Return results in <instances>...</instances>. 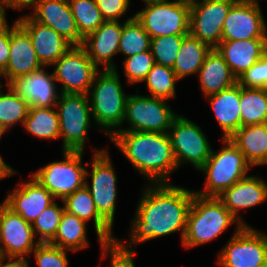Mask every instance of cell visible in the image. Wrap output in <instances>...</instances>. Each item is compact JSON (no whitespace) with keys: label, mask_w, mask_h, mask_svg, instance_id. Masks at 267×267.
Here are the masks:
<instances>
[{"label":"cell","mask_w":267,"mask_h":267,"mask_svg":"<svg viewBox=\"0 0 267 267\" xmlns=\"http://www.w3.org/2000/svg\"><path fill=\"white\" fill-rule=\"evenodd\" d=\"M194 190L171 183L147 185L131 223L129 244L116 240V245L124 252L135 253L132 248L162 236L181 232V242L186 229ZM135 244V245H134ZM133 247H132V246Z\"/></svg>","instance_id":"cell-1"},{"label":"cell","mask_w":267,"mask_h":267,"mask_svg":"<svg viewBox=\"0 0 267 267\" xmlns=\"http://www.w3.org/2000/svg\"><path fill=\"white\" fill-rule=\"evenodd\" d=\"M111 140L151 184L169 183L178 169L168 133L117 131Z\"/></svg>","instance_id":"cell-2"},{"label":"cell","mask_w":267,"mask_h":267,"mask_svg":"<svg viewBox=\"0 0 267 267\" xmlns=\"http://www.w3.org/2000/svg\"><path fill=\"white\" fill-rule=\"evenodd\" d=\"M119 77L117 70L99 71L88 93L92 119L110 138L122 127L128 98Z\"/></svg>","instance_id":"cell-3"},{"label":"cell","mask_w":267,"mask_h":267,"mask_svg":"<svg viewBox=\"0 0 267 267\" xmlns=\"http://www.w3.org/2000/svg\"><path fill=\"white\" fill-rule=\"evenodd\" d=\"M243 225L217 197L193 196L182 245L193 248L221 235L231 224Z\"/></svg>","instance_id":"cell-4"},{"label":"cell","mask_w":267,"mask_h":267,"mask_svg":"<svg viewBox=\"0 0 267 267\" xmlns=\"http://www.w3.org/2000/svg\"><path fill=\"white\" fill-rule=\"evenodd\" d=\"M224 144L221 150H211L210 157L198 170L206 175L204 189L194 191L203 197H217L224 190L233 186L240 179L245 178L252 167L245 159L243 153L229 139L222 138Z\"/></svg>","instance_id":"cell-5"},{"label":"cell","mask_w":267,"mask_h":267,"mask_svg":"<svg viewBox=\"0 0 267 267\" xmlns=\"http://www.w3.org/2000/svg\"><path fill=\"white\" fill-rule=\"evenodd\" d=\"M143 10L134 17L151 38L189 35L190 5L176 0H142Z\"/></svg>","instance_id":"cell-6"},{"label":"cell","mask_w":267,"mask_h":267,"mask_svg":"<svg viewBox=\"0 0 267 267\" xmlns=\"http://www.w3.org/2000/svg\"><path fill=\"white\" fill-rule=\"evenodd\" d=\"M55 108L60 123V138H63L62 151L84 152L92 118L88 94L61 93Z\"/></svg>","instance_id":"cell-7"},{"label":"cell","mask_w":267,"mask_h":267,"mask_svg":"<svg viewBox=\"0 0 267 267\" xmlns=\"http://www.w3.org/2000/svg\"><path fill=\"white\" fill-rule=\"evenodd\" d=\"M128 95L123 122H128L129 128L117 131H138L149 133H168L174 119L178 116L171 110L167 100L143 96Z\"/></svg>","instance_id":"cell-8"},{"label":"cell","mask_w":267,"mask_h":267,"mask_svg":"<svg viewBox=\"0 0 267 267\" xmlns=\"http://www.w3.org/2000/svg\"><path fill=\"white\" fill-rule=\"evenodd\" d=\"M83 151H63V160L51 162L31 175L55 198L63 200L85 185Z\"/></svg>","instance_id":"cell-9"},{"label":"cell","mask_w":267,"mask_h":267,"mask_svg":"<svg viewBox=\"0 0 267 267\" xmlns=\"http://www.w3.org/2000/svg\"><path fill=\"white\" fill-rule=\"evenodd\" d=\"M92 171L86 169L85 186L89 189L98 214L113 228L117 198V176L108 149L94 148ZM91 176V184L87 181Z\"/></svg>","instance_id":"cell-10"},{"label":"cell","mask_w":267,"mask_h":267,"mask_svg":"<svg viewBox=\"0 0 267 267\" xmlns=\"http://www.w3.org/2000/svg\"><path fill=\"white\" fill-rule=\"evenodd\" d=\"M219 252L216 263L223 267H257L267 260V234L250 225H237Z\"/></svg>","instance_id":"cell-11"},{"label":"cell","mask_w":267,"mask_h":267,"mask_svg":"<svg viewBox=\"0 0 267 267\" xmlns=\"http://www.w3.org/2000/svg\"><path fill=\"white\" fill-rule=\"evenodd\" d=\"M168 135L178 168L187 162L199 170L210 157L212 148L205 133L188 118L179 114Z\"/></svg>","instance_id":"cell-12"},{"label":"cell","mask_w":267,"mask_h":267,"mask_svg":"<svg viewBox=\"0 0 267 267\" xmlns=\"http://www.w3.org/2000/svg\"><path fill=\"white\" fill-rule=\"evenodd\" d=\"M53 65L54 78L62 84L60 93L64 94H88L100 71L82 45H72Z\"/></svg>","instance_id":"cell-13"},{"label":"cell","mask_w":267,"mask_h":267,"mask_svg":"<svg viewBox=\"0 0 267 267\" xmlns=\"http://www.w3.org/2000/svg\"><path fill=\"white\" fill-rule=\"evenodd\" d=\"M234 4L232 0H199L191 4L189 34L216 48L221 42L224 20Z\"/></svg>","instance_id":"cell-14"},{"label":"cell","mask_w":267,"mask_h":267,"mask_svg":"<svg viewBox=\"0 0 267 267\" xmlns=\"http://www.w3.org/2000/svg\"><path fill=\"white\" fill-rule=\"evenodd\" d=\"M39 244L31 223L4 204L0 210V249L4 258L26 259Z\"/></svg>","instance_id":"cell-15"},{"label":"cell","mask_w":267,"mask_h":267,"mask_svg":"<svg viewBox=\"0 0 267 267\" xmlns=\"http://www.w3.org/2000/svg\"><path fill=\"white\" fill-rule=\"evenodd\" d=\"M267 38V25L255 3H235L223 24L221 41Z\"/></svg>","instance_id":"cell-16"},{"label":"cell","mask_w":267,"mask_h":267,"mask_svg":"<svg viewBox=\"0 0 267 267\" xmlns=\"http://www.w3.org/2000/svg\"><path fill=\"white\" fill-rule=\"evenodd\" d=\"M44 68L46 66L17 77L7 85L27 102L29 108L55 107L59 100L61 93L56 90L54 74H49Z\"/></svg>","instance_id":"cell-17"},{"label":"cell","mask_w":267,"mask_h":267,"mask_svg":"<svg viewBox=\"0 0 267 267\" xmlns=\"http://www.w3.org/2000/svg\"><path fill=\"white\" fill-rule=\"evenodd\" d=\"M29 182H19L18 188L9 190L4 203L14 213L32 223L56 198L31 174Z\"/></svg>","instance_id":"cell-18"},{"label":"cell","mask_w":267,"mask_h":267,"mask_svg":"<svg viewBox=\"0 0 267 267\" xmlns=\"http://www.w3.org/2000/svg\"><path fill=\"white\" fill-rule=\"evenodd\" d=\"M17 22L30 36L39 62L43 66H53L72 46L52 28L35 21L30 15L19 17Z\"/></svg>","instance_id":"cell-19"},{"label":"cell","mask_w":267,"mask_h":267,"mask_svg":"<svg viewBox=\"0 0 267 267\" xmlns=\"http://www.w3.org/2000/svg\"><path fill=\"white\" fill-rule=\"evenodd\" d=\"M35 21L52 28L72 45H82L68 0H39L29 14Z\"/></svg>","instance_id":"cell-20"},{"label":"cell","mask_w":267,"mask_h":267,"mask_svg":"<svg viewBox=\"0 0 267 267\" xmlns=\"http://www.w3.org/2000/svg\"><path fill=\"white\" fill-rule=\"evenodd\" d=\"M43 65L39 62L32 41L27 31L14 21L10 26V53L7 67L3 70L6 85L22 75L38 70Z\"/></svg>","instance_id":"cell-21"},{"label":"cell","mask_w":267,"mask_h":267,"mask_svg":"<svg viewBox=\"0 0 267 267\" xmlns=\"http://www.w3.org/2000/svg\"><path fill=\"white\" fill-rule=\"evenodd\" d=\"M217 198L241 224L247 226L238 213L266 202L267 183L258 176L247 175L224 190Z\"/></svg>","instance_id":"cell-22"},{"label":"cell","mask_w":267,"mask_h":267,"mask_svg":"<svg viewBox=\"0 0 267 267\" xmlns=\"http://www.w3.org/2000/svg\"><path fill=\"white\" fill-rule=\"evenodd\" d=\"M122 24L119 21H105L97 30L83 40L82 46L89 58L103 70H116L112 57L119 53Z\"/></svg>","instance_id":"cell-23"},{"label":"cell","mask_w":267,"mask_h":267,"mask_svg":"<svg viewBox=\"0 0 267 267\" xmlns=\"http://www.w3.org/2000/svg\"><path fill=\"white\" fill-rule=\"evenodd\" d=\"M215 49L238 79L266 53L267 38L221 41Z\"/></svg>","instance_id":"cell-24"},{"label":"cell","mask_w":267,"mask_h":267,"mask_svg":"<svg viewBox=\"0 0 267 267\" xmlns=\"http://www.w3.org/2000/svg\"><path fill=\"white\" fill-rule=\"evenodd\" d=\"M61 201L67 212L75 214L86 223L91 219L93 220L102 249L109 244L116 243L118 238L113 236L112 227L98 214L91 193L85 185Z\"/></svg>","instance_id":"cell-25"},{"label":"cell","mask_w":267,"mask_h":267,"mask_svg":"<svg viewBox=\"0 0 267 267\" xmlns=\"http://www.w3.org/2000/svg\"><path fill=\"white\" fill-rule=\"evenodd\" d=\"M241 85H234L218 94L206 97L214 112L215 118L222 129V138H230L241 128Z\"/></svg>","instance_id":"cell-26"},{"label":"cell","mask_w":267,"mask_h":267,"mask_svg":"<svg viewBox=\"0 0 267 267\" xmlns=\"http://www.w3.org/2000/svg\"><path fill=\"white\" fill-rule=\"evenodd\" d=\"M198 77L205 98L237 83V78L215 48L207 55L199 69Z\"/></svg>","instance_id":"cell-27"},{"label":"cell","mask_w":267,"mask_h":267,"mask_svg":"<svg viewBox=\"0 0 267 267\" xmlns=\"http://www.w3.org/2000/svg\"><path fill=\"white\" fill-rule=\"evenodd\" d=\"M229 139L252 167L267 165V123L242 126Z\"/></svg>","instance_id":"cell-28"},{"label":"cell","mask_w":267,"mask_h":267,"mask_svg":"<svg viewBox=\"0 0 267 267\" xmlns=\"http://www.w3.org/2000/svg\"><path fill=\"white\" fill-rule=\"evenodd\" d=\"M213 48L190 34L182 40L174 62L173 70L177 77L183 78L196 74Z\"/></svg>","instance_id":"cell-29"},{"label":"cell","mask_w":267,"mask_h":267,"mask_svg":"<svg viewBox=\"0 0 267 267\" xmlns=\"http://www.w3.org/2000/svg\"><path fill=\"white\" fill-rule=\"evenodd\" d=\"M86 225L88 224L85 221L65 210L62 214L56 236L50 244L71 252L88 247Z\"/></svg>","instance_id":"cell-30"},{"label":"cell","mask_w":267,"mask_h":267,"mask_svg":"<svg viewBox=\"0 0 267 267\" xmlns=\"http://www.w3.org/2000/svg\"><path fill=\"white\" fill-rule=\"evenodd\" d=\"M23 127L32 136L42 139L54 140L60 138V123L55 107L29 108Z\"/></svg>","instance_id":"cell-31"},{"label":"cell","mask_w":267,"mask_h":267,"mask_svg":"<svg viewBox=\"0 0 267 267\" xmlns=\"http://www.w3.org/2000/svg\"><path fill=\"white\" fill-rule=\"evenodd\" d=\"M241 127L267 123V89L241 86Z\"/></svg>","instance_id":"cell-32"},{"label":"cell","mask_w":267,"mask_h":267,"mask_svg":"<svg viewBox=\"0 0 267 267\" xmlns=\"http://www.w3.org/2000/svg\"><path fill=\"white\" fill-rule=\"evenodd\" d=\"M151 37L143 26L132 16L122 24L119 52L130 57L135 54L150 50Z\"/></svg>","instance_id":"cell-33"},{"label":"cell","mask_w":267,"mask_h":267,"mask_svg":"<svg viewBox=\"0 0 267 267\" xmlns=\"http://www.w3.org/2000/svg\"><path fill=\"white\" fill-rule=\"evenodd\" d=\"M80 36L84 39L104 22L95 0H68Z\"/></svg>","instance_id":"cell-34"},{"label":"cell","mask_w":267,"mask_h":267,"mask_svg":"<svg viewBox=\"0 0 267 267\" xmlns=\"http://www.w3.org/2000/svg\"><path fill=\"white\" fill-rule=\"evenodd\" d=\"M179 80L171 67L155 64L143 82L151 97L169 100L175 98V85Z\"/></svg>","instance_id":"cell-35"},{"label":"cell","mask_w":267,"mask_h":267,"mask_svg":"<svg viewBox=\"0 0 267 267\" xmlns=\"http://www.w3.org/2000/svg\"><path fill=\"white\" fill-rule=\"evenodd\" d=\"M6 93L0 87V126L10 130L15 124L24 123L28 115L29 105L8 86Z\"/></svg>","instance_id":"cell-36"},{"label":"cell","mask_w":267,"mask_h":267,"mask_svg":"<svg viewBox=\"0 0 267 267\" xmlns=\"http://www.w3.org/2000/svg\"><path fill=\"white\" fill-rule=\"evenodd\" d=\"M64 211V204L63 207H59L54 202L39 214L31 223L35 237L36 234H39L37 241L40 243H50L54 239Z\"/></svg>","instance_id":"cell-37"},{"label":"cell","mask_w":267,"mask_h":267,"mask_svg":"<svg viewBox=\"0 0 267 267\" xmlns=\"http://www.w3.org/2000/svg\"><path fill=\"white\" fill-rule=\"evenodd\" d=\"M187 35H167L151 38L150 51L155 64L173 68L183 38Z\"/></svg>","instance_id":"cell-38"},{"label":"cell","mask_w":267,"mask_h":267,"mask_svg":"<svg viewBox=\"0 0 267 267\" xmlns=\"http://www.w3.org/2000/svg\"><path fill=\"white\" fill-rule=\"evenodd\" d=\"M154 65L155 60L150 50L124 58L123 69L128 84L143 82Z\"/></svg>","instance_id":"cell-39"},{"label":"cell","mask_w":267,"mask_h":267,"mask_svg":"<svg viewBox=\"0 0 267 267\" xmlns=\"http://www.w3.org/2000/svg\"><path fill=\"white\" fill-rule=\"evenodd\" d=\"M31 254H34L38 267H68L67 250L51 245L40 243Z\"/></svg>","instance_id":"cell-40"},{"label":"cell","mask_w":267,"mask_h":267,"mask_svg":"<svg viewBox=\"0 0 267 267\" xmlns=\"http://www.w3.org/2000/svg\"><path fill=\"white\" fill-rule=\"evenodd\" d=\"M245 88L267 89V53L237 79Z\"/></svg>","instance_id":"cell-41"},{"label":"cell","mask_w":267,"mask_h":267,"mask_svg":"<svg viewBox=\"0 0 267 267\" xmlns=\"http://www.w3.org/2000/svg\"><path fill=\"white\" fill-rule=\"evenodd\" d=\"M105 21H119L129 10L130 0H95Z\"/></svg>","instance_id":"cell-42"},{"label":"cell","mask_w":267,"mask_h":267,"mask_svg":"<svg viewBox=\"0 0 267 267\" xmlns=\"http://www.w3.org/2000/svg\"><path fill=\"white\" fill-rule=\"evenodd\" d=\"M101 252L102 258H106L108 254L111 256V267H135L133 255L136 253L124 252L116 244L107 245Z\"/></svg>","instance_id":"cell-43"},{"label":"cell","mask_w":267,"mask_h":267,"mask_svg":"<svg viewBox=\"0 0 267 267\" xmlns=\"http://www.w3.org/2000/svg\"><path fill=\"white\" fill-rule=\"evenodd\" d=\"M10 53V27L7 24L0 30V69L3 71L8 64Z\"/></svg>","instance_id":"cell-44"},{"label":"cell","mask_w":267,"mask_h":267,"mask_svg":"<svg viewBox=\"0 0 267 267\" xmlns=\"http://www.w3.org/2000/svg\"><path fill=\"white\" fill-rule=\"evenodd\" d=\"M38 2L39 0H0V4L4 10L5 7L15 10H22L26 7H32L34 9Z\"/></svg>","instance_id":"cell-45"},{"label":"cell","mask_w":267,"mask_h":267,"mask_svg":"<svg viewBox=\"0 0 267 267\" xmlns=\"http://www.w3.org/2000/svg\"><path fill=\"white\" fill-rule=\"evenodd\" d=\"M6 258L0 262V267H29L27 259L23 258H7L8 261L5 263Z\"/></svg>","instance_id":"cell-46"},{"label":"cell","mask_w":267,"mask_h":267,"mask_svg":"<svg viewBox=\"0 0 267 267\" xmlns=\"http://www.w3.org/2000/svg\"><path fill=\"white\" fill-rule=\"evenodd\" d=\"M15 173L17 172L11 166L6 164V162H4L2 156L0 155V180L12 176Z\"/></svg>","instance_id":"cell-47"},{"label":"cell","mask_w":267,"mask_h":267,"mask_svg":"<svg viewBox=\"0 0 267 267\" xmlns=\"http://www.w3.org/2000/svg\"><path fill=\"white\" fill-rule=\"evenodd\" d=\"M8 23L6 22V10L0 4V30L4 28Z\"/></svg>","instance_id":"cell-48"},{"label":"cell","mask_w":267,"mask_h":267,"mask_svg":"<svg viewBox=\"0 0 267 267\" xmlns=\"http://www.w3.org/2000/svg\"><path fill=\"white\" fill-rule=\"evenodd\" d=\"M177 2L186 3V4H193L196 3L198 0H176Z\"/></svg>","instance_id":"cell-49"},{"label":"cell","mask_w":267,"mask_h":267,"mask_svg":"<svg viewBox=\"0 0 267 267\" xmlns=\"http://www.w3.org/2000/svg\"><path fill=\"white\" fill-rule=\"evenodd\" d=\"M235 3H254V0H232Z\"/></svg>","instance_id":"cell-50"},{"label":"cell","mask_w":267,"mask_h":267,"mask_svg":"<svg viewBox=\"0 0 267 267\" xmlns=\"http://www.w3.org/2000/svg\"><path fill=\"white\" fill-rule=\"evenodd\" d=\"M6 131H7V130H6L4 127L0 126V140H1L2 135H3Z\"/></svg>","instance_id":"cell-51"},{"label":"cell","mask_w":267,"mask_h":267,"mask_svg":"<svg viewBox=\"0 0 267 267\" xmlns=\"http://www.w3.org/2000/svg\"><path fill=\"white\" fill-rule=\"evenodd\" d=\"M257 267H267V260L264 263H262L259 266H257Z\"/></svg>","instance_id":"cell-52"},{"label":"cell","mask_w":267,"mask_h":267,"mask_svg":"<svg viewBox=\"0 0 267 267\" xmlns=\"http://www.w3.org/2000/svg\"><path fill=\"white\" fill-rule=\"evenodd\" d=\"M4 259V256H3V253H2V250L0 249V262Z\"/></svg>","instance_id":"cell-53"},{"label":"cell","mask_w":267,"mask_h":267,"mask_svg":"<svg viewBox=\"0 0 267 267\" xmlns=\"http://www.w3.org/2000/svg\"><path fill=\"white\" fill-rule=\"evenodd\" d=\"M2 77H4V75H3V71L0 69V78H2ZM2 82H0V87H2L1 84Z\"/></svg>","instance_id":"cell-54"},{"label":"cell","mask_w":267,"mask_h":267,"mask_svg":"<svg viewBox=\"0 0 267 267\" xmlns=\"http://www.w3.org/2000/svg\"><path fill=\"white\" fill-rule=\"evenodd\" d=\"M254 3L260 7L258 0H254Z\"/></svg>","instance_id":"cell-55"},{"label":"cell","mask_w":267,"mask_h":267,"mask_svg":"<svg viewBox=\"0 0 267 267\" xmlns=\"http://www.w3.org/2000/svg\"><path fill=\"white\" fill-rule=\"evenodd\" d=\"M4 204H5L4 201H3V203L0 204V210H1V207H2Z\"/></svg>","instance_id":"cell-56"}]
</instances>
